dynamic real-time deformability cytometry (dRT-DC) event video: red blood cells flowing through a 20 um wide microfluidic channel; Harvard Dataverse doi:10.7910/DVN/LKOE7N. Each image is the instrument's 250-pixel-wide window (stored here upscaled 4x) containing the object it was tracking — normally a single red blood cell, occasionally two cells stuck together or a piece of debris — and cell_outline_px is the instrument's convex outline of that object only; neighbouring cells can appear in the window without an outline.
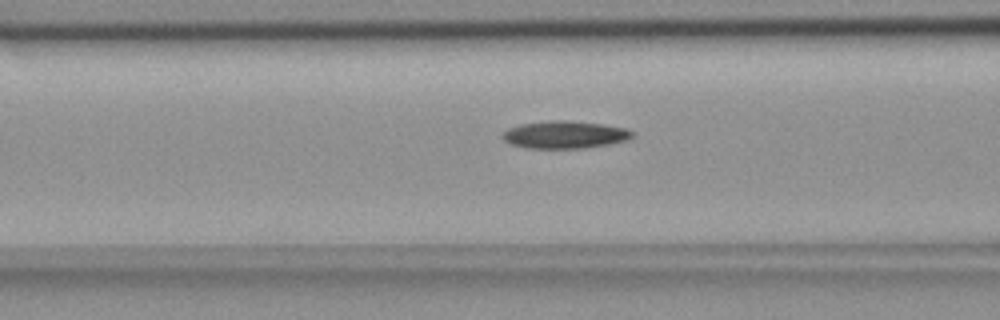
{"species": "common noctule bat (a hibernating species)", "species_latin": "Nyctalus noctula", "temperature_condition": "room temperature", "stored_images_in_passage": 52, "camera_frame_rate_fps": 3000, "um_per_image_px": 0.085, "animal": {"sex": "female", "body_mass_g": 18.4}, "frame": {"image": 1, "passage_image": 22, "time_ms": 7.0, "image_size_px": [1000, 320], "cell_outline_px": [[636, 136], [624, 140], [608, 144], [584, 148], [528, 148], [512, 144], [504, 140], [500, 136], [508, 128], [520, 124], [548, 120], [568, 120], [604, 124], [628, 128], [636, 132]], "centroid_in_image_um": [48.04, 11.43], "position_along_channel_um": 118.6, "area_um2": 20.98}}
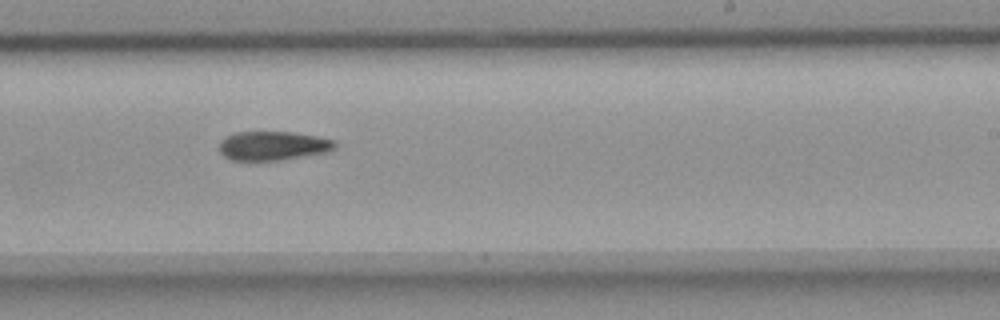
{"frame": {"image": 2, "passage_image": 34, "time_ms": 11.0, "image_size_px": [1000, 320], "cell_outline_px": [[336, 148], [324, 152], [280, 160], [232, 160], [224, 156], [220, 152], [220, 140], [236, 132], [292, 132], [316, 136], [336, 140]], "centroid_in_image_um": [23.2, 12.38], "position_along_channel_um": 265.8, "area_um2": 19.36}}
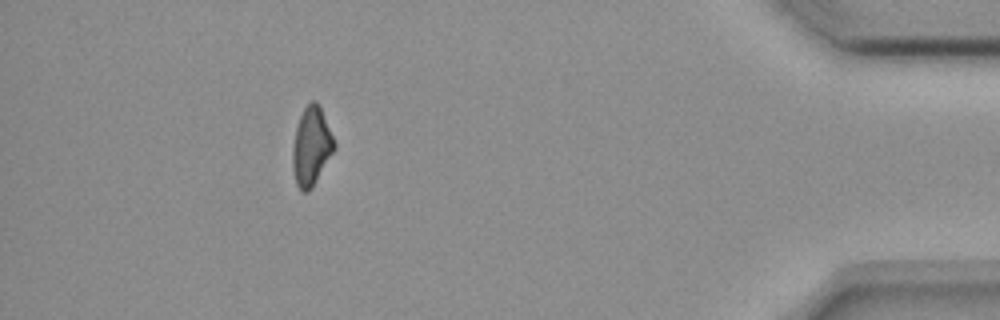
{"frame": {"image": 3, "passage_image": 50, "time_ms": 16.333, "image_size_px": [1000, 320], "cell_outline_px": [[336, 148], [312, 188], [308, 192], [300, 192], [296, 184], [292, 168], [292, 148], [296, 128], [300, 116], [304, 108], [312, 100], [316, 100], [320, 104], [336, 144]], "centroid_in_image_um": [26.47, 12.45], "position_along_channel_um": 408.7, "area_um2": 19.31}, "authors_computed_cell_mechanics": {"area_um2": 19.8543, "velocity_mm_per_s": 3.6968, "shape_relaxation_time_tau1_ms": 8.663, "shape_relaxation_time_tau2_ms": null, "deformation_change_tau1": 0.1907, "deformation_change_tau2": null}}